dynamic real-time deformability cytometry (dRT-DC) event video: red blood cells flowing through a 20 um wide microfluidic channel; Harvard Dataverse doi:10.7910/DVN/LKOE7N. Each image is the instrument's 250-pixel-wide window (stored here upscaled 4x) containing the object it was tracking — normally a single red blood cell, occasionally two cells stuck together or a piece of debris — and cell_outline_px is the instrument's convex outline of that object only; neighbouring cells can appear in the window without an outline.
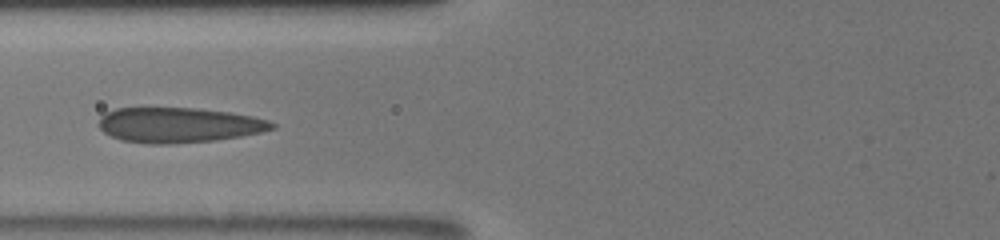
{"species": "human", "species_latin": "Homo sapiens", "temperature_condition": "room temperature", "stored_images_in_passage": 8, "camera_frame_rate_fps": 3000, "um_per_image_px": 0.085, "donor": {"sex": "male"}, "frame": {"image": 1, "passage_image": 6, "time_ms": 5.0, "image_size_px": [1000, 240], "cell_outline_px": [[276, 128], [260, 132], [240, 136], [216, 140], [168, 144], [148, 144], [120, 140], [104, 132], [100, 128], [100, 116], [104, 112], [116, 108], [196, 108], [228, 112], [252, 116], [268, 120], [276, 124]], "centroid_in_image_um": [15.18, 10.63], "position_along_channel_um": 110.6, "area_um2": 35.43}}